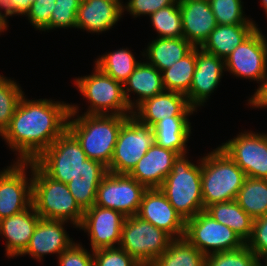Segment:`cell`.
<instances>
[{"instance_id": "6da1fadb", "label": "cell", "mask_w": 267, "mask_h": 266, "mask_svg": "<svg viewBox=\"0 0 267 266\" xmlns=\"http://www.w3.org/2000/svg\"><path fill=\"white\" fill-rule=\"evenodd\" d=\"M69 114V103L28 100L23 95L1 137L18 152L16 161H34L67 130Z\"/></svg>"}, {"instance_id": "7a4b0ae2", "label": "cell", "mask_w": 267, "mask_h": 266, "mask_svg": "<svg viewBox=\"0 0 267 266\" xmlns=\"http://www.w3.org/2000/svg\"><path fill=\"white\" fill-rule=\"evenodd\" d=\"M78 109L77 105L70 104L67 130L80 143L87 158L98 161L108 168L119 130L129 115L82 114L79 116Z\"/></svg>"}, {"instance_id": "3957f363", "label": "cell", "mask_w": 267, "mask_h": 266, "mask_svg": "<svg viewBox=\"0 0 267 266\" xmlns=\"http://www.w3.org/2000/svg\"><path fill=\"white\" fill-rule=\"evenodd\" d=\"M246 178L243 170L220 147L201 158L204 210L215 203L235 200Z\"/></svg>"}, {"instance_id": "277c9868", "label": "cell", "mask_w": 267, "mask_h": 266, "mask_svg": "<svg viewBox=\"0 0 267 266\" xmlns=\"http://www.w3.org/2000/svg\"><path fill=\"white\" fill-rule=\"evenodd\" d=\"M199 161L196 165L186 154L179 155L173 162L172 171L160 187L169 203L185 221L204 211L201 158Z\"/></svg>"}, {"instance_id": "5b68a950", "label": "cell", "mask_w": 267, "mask_h": 266, "mask_svg": "<svg viewBox=\"0 0 267 266\" xmlns=\"http://www.w3.org/2000/svg\"><path fill=\"white\" fill-rule=\"evenodd\" d=\"M32 204L36 213L44 219L70 221L75 228L83 219L84 211L76 203L67 184L46 175L33 161Z\"/></svg>"}, {"instance_id": "8992f818", "label": "cell", "mask_w": 267, "mask_h": 266, "mask_svg": "<svg viewBox=\"0 0 267 266\" xmlns=\"http://www.w3.org/2000/svg\"><path fill=\"white\" fill-rule=\"evenodd\" d=\"M92 75L75 79L77 89L90 103L84 114L132 115L120 82L104 73L96 65Z\"/></svg>"}, {"instance_id": "52a82bcc", "label": "cell", "mask_w": 267, "mask_h": 266, "mask_svg": "<svg viewBox=\"0 0 267 266\" xmlns=\"http://www.w3.org/2000/svg\"><path fill=\"white\" fill-rule=\"evenodd\" d=\"M172 240L164 230L133 215L124 220L119 247L138 263L152 265L166 251Z\"/></svg>"}, {"instance_id": "ba28073f", "label": "cell", "mask_w": 267, "mask_h": 266, "mask_svg": "<svg viewBox=\"0 0 267 266\" xmlns=\"http://www.w3.org/2000/svg\"><path fill=\"white\" fill-rule=\"evenodd\" d=\"M154 143L152 127L133 115L127 116L119 130L108 172L129 174Z\"/></svg>"}, {"instance_id": "9c48e42d", "label": "cell", "mask_w": 267, "mask_h": 266, "mask_svg": "<svg viewBox=\"0 0 267 266\" xmlns=\"http://www.w3.org/2000/svg\"><path fill=\"white\" fill-rule=\"evenodd\" d=\"M86 159L80 143L66 130L33 162L52 179L67 184Z\"/></svg>"}, {"instance_id": "30bf717a", "label": "cell", "mask_w": 267, "mask_h": 266, "mask_svg": "<svg viewBox=\"0 0 267 266\" xmlns=\"http://www.w3.org/2000/svg\"><path fill=\"white\" fill-rule=\"evenodd\" d=\"M184 238L205 256L246 245L237 233L214 220L205 211L185 221Z\"/></svg>"}, {"instance_id": "8fae6325", "label": "cell", "mask_w": 267, "mask_h": 266, "mask_svg": "<svg viewBox=\"0 0 267 266\" xmlns=\"http://www.w3.org/2000/svg\"><path fill=\"white\" fill-rule=\"evenodd\" d=\"M146 190L129 174L108 172L98 186L95 205L119 211L126 217L137 215Z\"/></svg>"}, {"instance_id": "7c38bea8", "label": "cell", "mask_w": 267, "mask_h": 266, "mask_svg": "<svg viewBox=\"0 0 267 266\" xmlns=\"http://www.w3.org/2000/svg\"><path fill=\"white\" fill-rule=\"evenodd\" d=\"M244 131L219 146L246 177L267 180V134Z\"/></svg>"}, {"instance_id": "4fadbf2b", "label": "cell", "mask_w": 267, "mask_h": 266, "mask_svg": "<svg viewBox=\"0 0 267 266\" xmlns=\"http://www.w3.org/2000/svg\"><path fill=\"white\" fill-rule=\"evenodd\" d=\"M0 171V220L32 205V161L18 162ZM31 177H27L29 168Z\"/></svg>"}, {"instance_id": "5bb4252c", "label": "cell", "mask_w": 267, "mask_h": 266, "mask_svg": "<svg viewBox=\"0 0 267 266\" xmlns=\"http://www.w3.org/2000/svg\"><path fill=\"white\" fill-rule=\"evenodd\" d=\"M225 71L234 76L246 78L262 86L267 75L266 50L262 31L257 27L240 45H238L226 59Z\"/></svg>"}, {"instance_id": "9a60e30c", "label": "cell", "mask_w": 267, "mask_h": 266, "mask_svg": "<svg viewBox=\"0 0 267 266\" xmlns=\"http://www.w3.org/2000/svg\"><path fill=\"white\" fill-rule=\"evenodd\" d=\"M125 218L119 211L94 205L84 211L78 228L88 232L92 251L117 247Z\"/></svg>"}, {"instance_id": "2e32d148", "label": "cell", "mask_w": 267, "mask_h": 266, "mask_svg": "<svg viewBox=\"0 0 267 266\" xmlns=\"http://www.w3.org/2000/svg\"><path fill=\"white\" fill-rule=\"evenodd\" d=\"M137 216L164 230L173 239L184 237L185 220L176 212L160 188L147 189L144 192Z\"/></svg>"}, {"instance_id": "e0dca14e", "label": "cell", "mask_w": 267, "mask_h": 266, "mask_svg": "<svg viewBox=\"0 0 267 266\" xmlns=\"http://www.w3.org/2000/svg\"><path fill=\"white\" fill-rule=\"evenodd\" d=\"M223 70L225 71L224 59L196 47V67L189 92L186 94L190 106L195 111L207 102L208 97L218 87Z\"/></svg>"}, {"instance_id": "ac0fdd59", "label": "cell", "mask_w": 267, "mask_h": 266, "mask_svg": "<svg viewBox=\"0 0 267 266\" xmlns=\"http://www.w3.org/2000/svg\"><path fill=\"white\" fill-rule=\"evenodd\" d=\"M193 112L195 110L190 106L186 95L164 90L140 103L133 110L132 115L152 127L160 120L170 119L174 116H189Z\"/></svg>"}, {"instance_id": "d6986e66", "label": "cell", "mask_w": 267, "mask_h": 266, "mask_svg": "<svg viewBox=\"0 0 267 266\" xmlns=\"http://www.w3.org/2000/svg\"><path fill=\"white\" fill-rule=\"evenodd\" d=\"M66 221L40 218L33 235L30 238L26 250L21 255L29 254L32 258L41 262L47 254L58 256L73 243L65 230Z\"/></svg>"}, {"instance_id": "ffe728a7", "label": "cell", "mask_w": 267, "mask_h": 266, "mask_svg": "<svg viewBox=\"0 0 267 266\" xmlns=\"http://www.w3.org/2000/svg\"><path fill=\"white\" fill-rule=\"evenodd\" d=\"M183 37L194 47H201L217 26L209 0H178Z\"/></svg>"}, {"instance_id": "44dd1931", "label": "cell", "mask_w": 267, "mask_h": 266, "mask_svg": "<svg viewBox=\"0 0 267 266\" xmlns=\"http://www.w3.org/2000/svg\"><path fill=\"white\" fill-rule=\"evenodd\" d=\"M122 6L119 0H83L76 16V28L98 34L108 31L121 19Z\"/></svg>"}, {"instance_id": "7402d4cb", "label": "cell", "mask_w": 267, "mask_h": 266, "mask_svg": "<svg viewBox=\"0 0 267 266\" xmlns=\"http://www.w3.org/2000/svg\"><path fill=\"white\" fill-rule=\"evenodd\" d=\"M179 155L154 143L129 173L147 189L160 188Z\"/></svg>"}, {"instance_id": "603a6c76", "label": "cell", "mask_w": 267, "mask_h": 266, "mask_svg": "<svg viewBox=\"0 0 267 266\" xmlns=\"http://www.w3.org/2000/svg\"><path fill=\"white\" fill-rule=\"evenodd\" d=\"M40 218L32 204L26 210L0 220V235L6 239V256H21Z\"/></svg>"}, {"instance_id": "cb8c5ba5", "label": "cell", "mask_w": 267, "mask_h": 266, "mask_svg": "<svg viewBox=\"0 0 267 266\" xmlns=\"http://www.w3.org/2000/svg\"><path fill=\"white\" fill-rule=\"evenodd\" d=\"M107 173L105 165L88 158L77 175L67 183L70 193L83 211L95 205L98 186Z\"/></svg>"}, {"instance_id": "d4e9b609", "label": "cell", "mask_w": 267, "mask_h": 266, "mask_svg": "<svg viewBox=\"0 0 267 266\" xmlns=\"http://www.w3.org/2000/svg\"><path fill=\"white\" fill-rule=\"evenodd\" d=\"M124 95L132 111L143 101L164 91L162 73L156 67L150 65L147 60L137 65L133 73L123 84ZM137 94L136 100L130 99V92Z\"/></svg>"}, {"instance_id": "484cf974", "label": "cell", "mask_w": 267, "mask_h": 266, "mask_svg": "<svg viewBox=\"0 0 267 266\" xmlns=\"http://www.w3.org/2000/svg\"><path fill=\"white\" fill-rule=\"evenodd\" d=\"M257 27V24H217L200 48L225 60Z\"/></svg>"}, {"instance_id": "4316f807", "label": "cell", "mask_w": 267, "mask_h": 266, "mask_svg": "<svg viewBox=\"0 0 267 266\" xmlns=\"http://www.w3.org/2000/svg\"><path fill=\"white\" fill-rule=\"evenodd\" d=\"M147 46L146 51L142 53L143 57L146 56L147 62L161 72L170 68L195 48L184 37L157 38Z\"/></svg>"}, {"instance_id": "83f0119b", "label": "cell", "mask_w": 267, "mask_h": 266, "mask_svg": "<svg viewBox=\"0 0 267 266\" xmlns=\"http://www.w3.org/2000/svg\"><path fill=\"white\" fill-rule=\"evenodd\" d=\"M189 116H174L160 120L152 126L155 143L175 151L178 155L187 154V141L191 135Z\"/></svg>"}, {"instance_id": "f1b7e54d", "label": "cell", "mask_w": 267, "mask_h": 266, "mask_svg": "<svg viewBox=\"0 0 267 266\" xmlns=\"http://www.w3.org/2000/svg\"><path fill=\"white\" fill-rule=\"evenodd\" d=\"M204 211L217 222L232 229L245 243L250 239L254 219L235 200L209 205Z\"/></svg>"}, {"instance_id": "f546056e", "label": "cell", "mask_w": 267, "mask_h": 266, "mask_svg": "<svg viewBox=\"0 0 267 266\" xmlns=\"http://www.w3.org/2000/svg\"><path fill=\"white\" fill-rule=\"evenodd\" d=\"M235 201L253 219L267 215V180L247 177Z\"/></svg>"}, {"instance_id": "4dcf8cb0", "label": "cell", "mask_w": 267, "mask_h": 266, "mask_svg": "<svg viewBox=\"0 0 267 266\" xmlns=\"http://www.w3.org/2000/svg\"><path fill=\"white\" fill-rule=\"evenodd\" d=\"M205 255L184 237L173 239L152 266H204Z\"/></svg>"}, {"instance_id": "1f68e13d", "label": "cell", "mask_w": 267, "mask_h": 266, "mask_svg": "<svg viewBox=\"0 0 267 266\" xmlns=\"http://www.w3.org/2000/svg\"><path fill=\"white\" fill-rule=\"evenodd\" d=\"M195 67L196 47L184 58L161 72L164 90L186 95L192 83Z\"/></svg>"}, {"instance_id": "d6a6232c", "label": "cell", "mask_w": 267, "mask_h": 266, "mask_svg": "<svg viewBox=\"0 0 267 266\" xmlns=\"http://www.w3.org/2000/svg\"><path fill=\"white\" fill-rule=\"evenodd\" d=\"M95 65L115 81L124 84L128 77L140 63L136 60L131 50L120 48L113 52L101 55Z\"/></svg>"}, {"instance_id": "836d02e7", "label": "cell", "mask_w": 267, "mask_h": 266, "mask_svg": "<svg viewBox=\"0 0 267 266\" xmlns=\"http://www.w3.org/2000/svg\"><path fill=\"white\" fill-rule=\"evenodd\" d=\"M158 38H181L183 27L178 1L149 15Z\"/></svg>"}, {"instance_id": "e575fe53", "label": "cell", "mask_w": 267, "mask_h": 266, "mask_svg": "<svg viewBox=\"0 0 267 266\" xmlns=\"http://www.w3.org/2000/svg\"><path fill=\"white\" fill-rule=\"evenodd\" d=\"M24 95L21 86L14 80L0 75V132L8 127L16 107Z\"/></svg>"}, {"instance_id": "d590c367", "label": "cell", "mask_w": 267, "mask_h": 266, "mask_svg": "<svg viewBox=\"0 0 267 266\" xmlns=\"http://www.w3.org/2000/svg\"><path fill=\"white\" fill-rule=\"evenodd\" d=\"M261 260L247 245L232 250L209 254L205 257L204 266H261Z\"/></svg>"}, {"instance_id": "8d00e7d4", "label": "cell", "mask_w": 267, "mask_h": 266, "mask_svg": "<svg viewBox=\"0 0 267 266\" xmlns=\"http://www.w3.org/2000/svg\"><path fill=\"white\" fill-rule=\"evenodd\" d=\"M217 24H256L243 14L242 0H209Z\"/></svg>"}, {"instance_id": "74e56055", "label": "cell", "mask_w": 267, "mask_h": 266, "mask_svg": "<svg viewBox=\"0 0 267 266\" xmlns=\"http://www.w3.org/2000/svg\"><path fill=\"white\" fill-rule=\"evenodd\" d=\"M81 0H56L49 20V30L76 28V16Z\"/></svg>"}, {"instance_id": "f35d334b", "label": "cell", "mask_w": 267, "mask_h": 266, "mask_svg": "<svg viewBox=\"0 0 267 266\" xmlns=\"http://www.w3.org/2000/svg\"><path fill=\"white\" fill-rule=\"evenodd\" d=\"M94 266H136L138 262L119 246L93 251Z\"/></svg>"}, {"instance_id": "ab89813d", "label": "cell", "mask_w": 267, "mask_h": 266, "mask_svg": "<svg viewBox=\"0 0 267 266\" xmlns=\"http://www.w3.org/2000/svg\"><path fill=\"white\" fill-rule=\"evenodd\" d=\"M55 4L56 0H36L31 5L26 17L36 30H49V20Z\"/></svg>"}, {"instance_id": "60d3db41", "label": "cell", "mask_w": 267, "mask_h": 266, "mask_svg": "<svg viewBox=\"0 0 267 266\" xmlns=\"http://www.w3.org/2000/svg\"><path fill=\"white\" fill-rule=\"evenodd\" d=\"M248 248L261 260L267 255V215L254 219Z\"/></svg>"}, {"instance_id": "b9f144b4", "label": "cell", "mask_w": 267, "mask_h": 266, "mask_svg": "<svg viewBox=\"0 0 267 266\" xmlns=\"http://www.w3.org/2000/svg\"><path fill=\"white\" fill-rule=\"evenodd\" d=\"M89 253L87 249L79 243H73L64 250L58 257L59 266H94L93 251Z\"/></svg>"}, {"instance_id": "7bdbcfd3", "label": "cell", "mask_w": 267, "mask_h": 266, "mask_svg": "<svg viewBox=\"0 0 267 266\" xmlns=\"http://www.w3.org/2000/svg\"><path fill=\"white\" fill-rule=\"evenodd\" d=\"M178 0H128L123 4V12L127 10L134 18L140 15H151L159 9L173 5Z\"/></svg>"}, {"instance_id": "ee69618b", "label": "cell", "mask_w": 267, "mask_h": 266, "mask_svg": "<svg viewBox=\"0 0 267 266\" xmlns=\"http://www.w3.org/2000/svg\"><path fill=\"white\" fill-rule=\"evenodd\" d=\"M36 0H0V16L8 23L7 18L13 15H26ZM1 9L4 10L2 14Z\"/></svg>"}, {"instance_id": "f6af8a7d", "label": "cell", "mask_w": 267, "mask_h": 266, "mask_svg": "<svg viewBox=\"0 0 267 266\" xmlns=\"http://www.w3.org/2000/svg\"><path fill=\"white\" fill-rule=\"evenodd\" d=\"M247 101L252 108H267V75L262 86Z\"/></svg>"}, {"instance_id": "bcb514c9", "label": "cell", "mask_w": 267, "mask_h": 266, "mask_svg": "<svg viewBox=\"0 0 267 266\" xmlns=\"http://www.w3.org/2000/svg\"><path fill=\"white\" fill-rule=\"evenodd\" d=\"M8 23L0 16V33L6 31L8 28Z\"/></svg>"}, {"instance_id": "7dc6e473", "label": "cell", "mask_w": 267, "mask_h": 266, "mask_svg": "<svg viewBox=\"0 0 267 266\" xmlns=\"http://www.w3.org/2000/svg\"><path fill=\"white\" fill-rule=\"evenodd\" d=\"M262 3V7L264 8L265 10V14H266V17H267V0H260Z\"/></svg>"}, {"instance_id": "c3c4849f", "label": "cell", "mask_w": 267, "mask_h": 266, "mask_svg": "<svg viewBox=\"0 0 267 266\" xmlns=\"http://www.w3.org/2000/svg\"><path fill=\"white\" fill-rule=\"evenodd\" d=\"M262 36H263V42H264V45H265V50H266V61H267V40H266L265 35L262 34Z\"/></svg>"}, {"instance_id": "681fc988", "label": "cell", "mask_w": 267, "mask_h": 266, "mask_svg": "<svg viewBox=\"0 0 267 266\" xmlns=\"http://www.w3.org/2000/svg\"><path fill=\"white\" fill-rule=\"evenodd\" d=\"M136 266H152L150 264H145V263H138Z\"/></svg>"}, {"instance_id": "f907efd6", "label": "cell", "mask_w": 267, "mask_h": 266, "mask_svg": "<svg viewBox=\"0 0 267 266\" xmlns=\"http://www.w3.org/2000/svg\"><path fill=\"white\" fill-rule=\"evenodd\" d=\"M263 259H264V263H265V265L262 263L261 266H267V255H266Z\"/></svg>"}]
</instances>
